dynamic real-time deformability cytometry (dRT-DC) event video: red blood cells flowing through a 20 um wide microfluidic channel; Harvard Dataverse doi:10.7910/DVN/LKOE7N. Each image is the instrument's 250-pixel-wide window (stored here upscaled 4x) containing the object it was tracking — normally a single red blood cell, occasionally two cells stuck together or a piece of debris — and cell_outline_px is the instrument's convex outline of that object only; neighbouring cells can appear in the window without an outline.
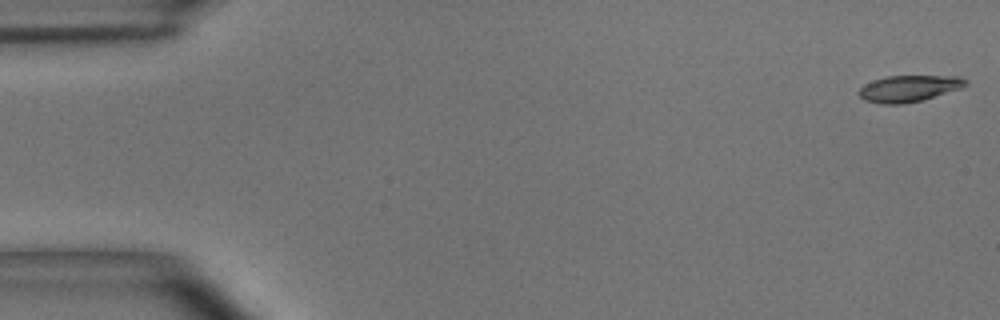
{"species": "common noctule bat (a hibernating species)", "species_latin": "Nyctalus noctula", "temperature_condition": "room temperature", "stored_images_in_passage": 54, "camera_frame_rate_fps": 3000, "um_per_image_px": 0.085, "animal": {"sex": "male", "body_mass_g": 15.6}, "frame": {"image": 1, "passage_image": 1, "time_ms": 0.0, "image_size_px": [1000, 320], "cell_outline_px": [[968, 84], [960, 88], [924, 100], [904, 104], [880, 104], [864, 100], [856, 92], [864, 84], [872, 80], [888, 76], [960, 76], [968, 80]], "centroid_in_image_um": [77.24, 7.52], "position_along_channel_um": 7.8, "area_um2": 16.65}}
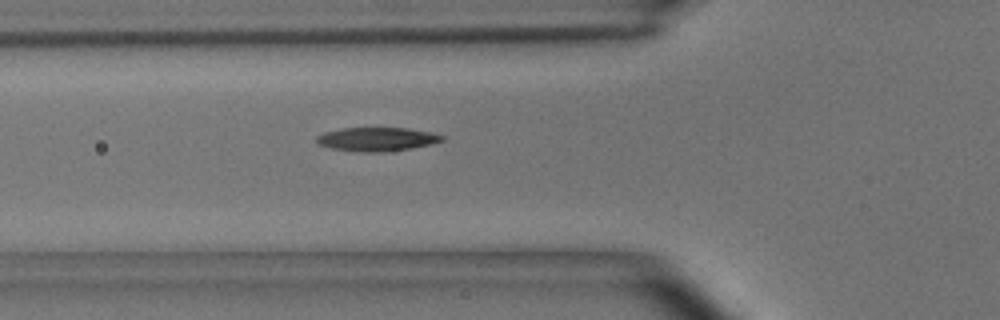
{"frame": {"image": 2, "passage_image": 19, "time_ms": 6.0, "image_size_px": [1000, 320], "cell_outline_px": [[444, 140], [432, 144], [412, 148], [384, 152], [360, 152], [332, 148], [320, 144], [316, 140], [316, 136], [324, 132], [340, 128], [408, 128], [428, 132], [444, 136]], "centroid_in_image_um": [32.04, 11.83], "position_along_channel_um": 93.8, "area_um2": 17.28}}
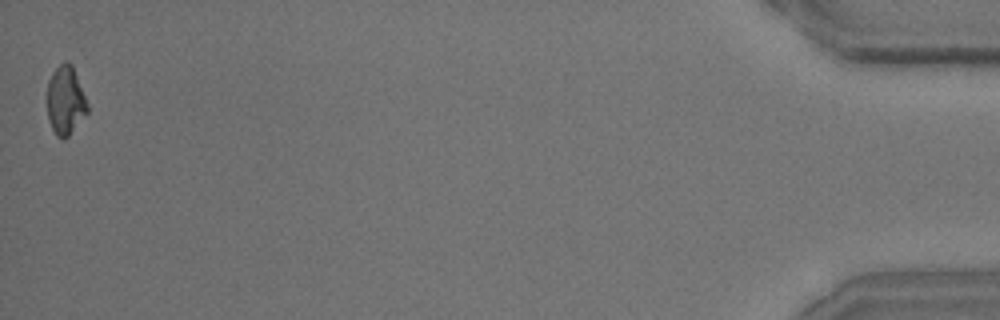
{"frame": {"image": 3, "passage_image": 54, "time_ms": 17.667, "image_size_px": [1000, 320], "cell_outline_px": [[88, 112], [68, 136], [64, 140], [56, 136], [48, 120], [48, 80], [52, 72], [60, 64], [72, 64], [88, 104]], "centroid_in_image_um": [5.56, 8.58], "position_along_channel_um": 429.6, "area_um2": 15.9}, "authors_computed_cell_mechanics": {"area_um2": 16.7909, "velocity_mm_per_s": 3.6604, "shape_relaxation_time_tau1_ms": 3.7484, "shape_relaxation_time_tau2_ms": 3.6954, "deformation_change_tau1": 0.1438, "deformation_change_tau2": 0.0974}}